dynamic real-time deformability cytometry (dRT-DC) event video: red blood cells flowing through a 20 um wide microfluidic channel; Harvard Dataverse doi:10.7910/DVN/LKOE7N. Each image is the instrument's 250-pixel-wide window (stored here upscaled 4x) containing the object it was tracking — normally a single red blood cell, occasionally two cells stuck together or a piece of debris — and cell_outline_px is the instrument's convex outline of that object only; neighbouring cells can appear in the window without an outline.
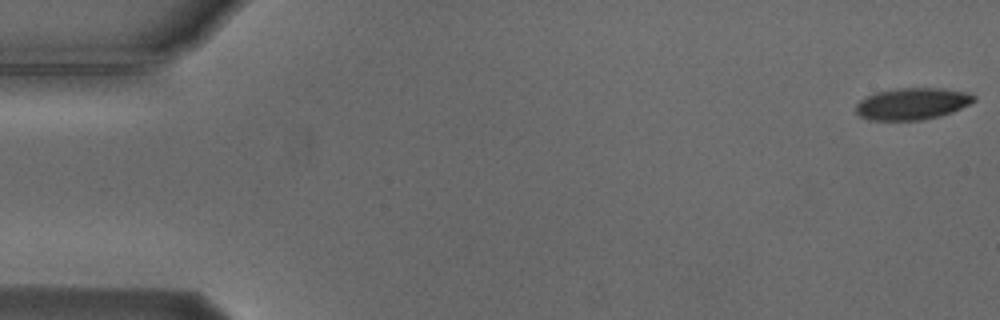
{"species": "Egyptian fruit bat (a non-hibernating species)", "species_latin": "Rousettus aegyptiacus", "temperature_condition": "cold", "stored_images_in_passage": 55, "camera_frame_rate_fps": 3000, "um_per_image_px": 0.085, "animal": {"sex": "male"}, "frame": {"image": 1, "passage_image": 1, "time_ms": 0.0, "image_size_px": [1000, 320], "cell_outline_px": [[976, 100], [952, 112], [940, 116], [924, 120], [868, 120], [860, 116], [856, 112], [856, 104], [864, 96], [876, 92], [896, 88], [944, 88], [968, 92], [976, 96]], "centroid_in_image_um": [77.53, 8.81], "position_along_channel_um": 7.5, "area_um2": 22.08}}
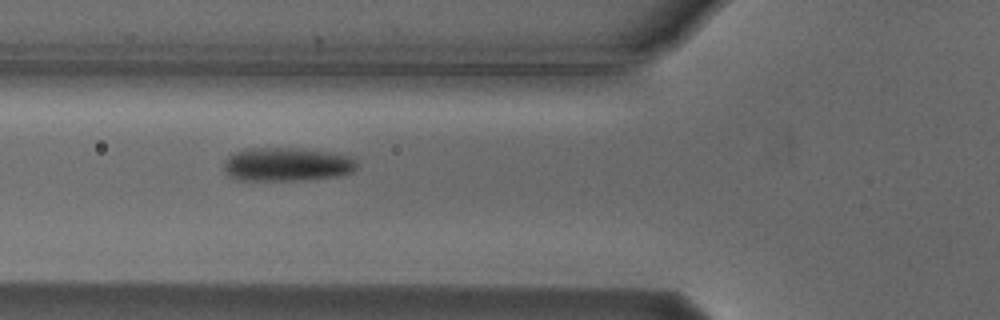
{"frame": {"image": 2, "passage_image": 20, "time_ms": 6.333, "image_size_px": [1000, 320], "cell_outline_px": [[356, 168], [352, 172], [336, 176], [300, 180], [236, 180], [228, 176], [224, 168], [224, 160], [228, 156], [244, 148], [292, 148], [332, 152], [352, 156], [356, 160]], "centroid_in_image_um": [24.36, 13.97], "position_along_channel_um": 101.4, "area_um2": 26.18}}
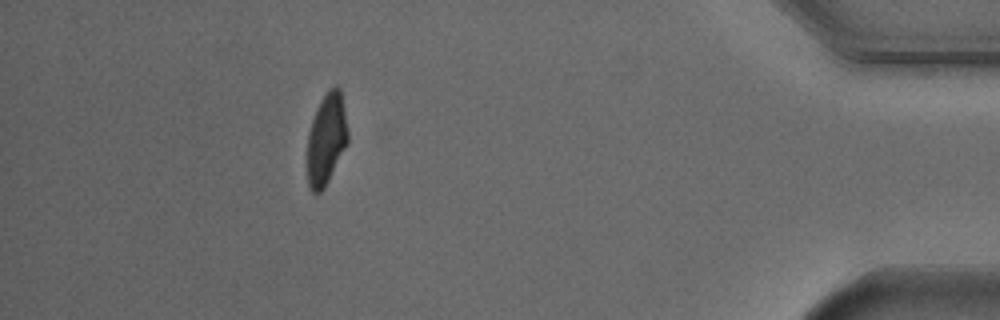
{"frame": {"image": 3, "passage_image": 49, "time_ms": 16.0, "image_size_px": [1000, 320], "cell_outline_px": [[348, 144], [324, 188], [320, 192], [312, 192], [308, 184], [308, 132], [316, 108], [320, 100], [328, 88], [336, 84], [340, 88], [344, 108], [348, 132]], "centroid_in_image_um": [27.76, 11.77], "position_along_channel_um": 407.4, "area_um2": 21.68}, "authors_computed_cell_mechanics": {"area_um2": 23.8136, "velocity_mm_per_s": 3.7482, "shape_relaxation_time_tau1_ms": 2.3269, "shape_relaxation_time_tau2_ms": null, "deformation_change_tau1": 0.1193, "deformation_change_tau2": null}}